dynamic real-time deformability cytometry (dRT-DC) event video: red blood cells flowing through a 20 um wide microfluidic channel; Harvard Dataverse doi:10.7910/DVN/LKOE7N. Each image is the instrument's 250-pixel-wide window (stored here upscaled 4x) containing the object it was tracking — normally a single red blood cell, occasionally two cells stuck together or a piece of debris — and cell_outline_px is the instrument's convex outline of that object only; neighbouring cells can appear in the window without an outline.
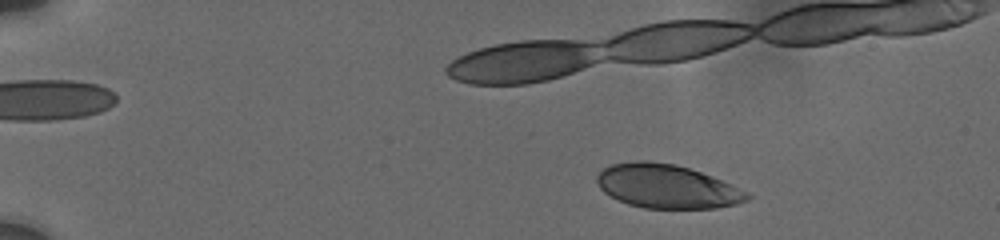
{"species": "human", "species_latin": "Homo sapiens", "temperature_condition": "cold", "stored_images_in_passage": 51, "camera_frame_rate_fps": 3000, "um_per_image_px": 0.085, "donor": {"sex": "male"}, "frame": {"image": 1, "passage_image": 6, "time_ms": 1.667, "image_size_px": [1000, 240], "cell_outline_px": [[752, 196], [748, 200], [736, 204], [716, 208], [644, 208], [628, 204], [604, 192], [600, 188], [596, 180], [596, 176], [608, 164], [636, 160], [648, 160], [676, 164], [712, 176], [748, 192]], "centroid_in_image_um": [56.67, 15.83], "position_along_channel_um": 28.3, "area_um2": 38.32}}
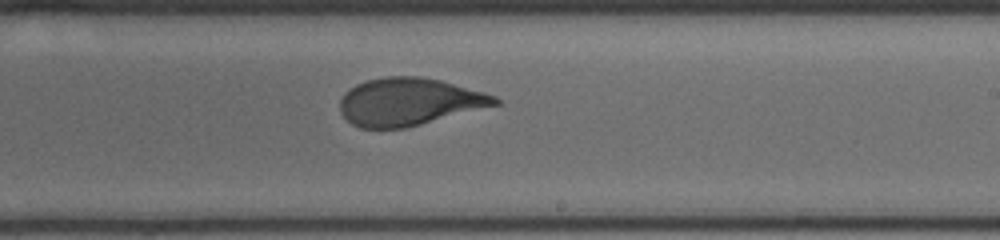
{"frame": {"image": 2, "passage_image": 26, "time_ms": 9.0, "image_size_px": [1000, 240], "cell_outline_px": [[500, 104], [404, 128], [360, 128], [352, 124], [340, 112], [340, 100], [344, 92], [356, 84], [368, 80], [384, 76], [416, 76], [440, 80], [484, 92], [496, 96], [500, 100]], "centroid_in_image_um": [34.75, 8.64], "position_along_channel_um": 254.3, "area_um2": 42.71}}
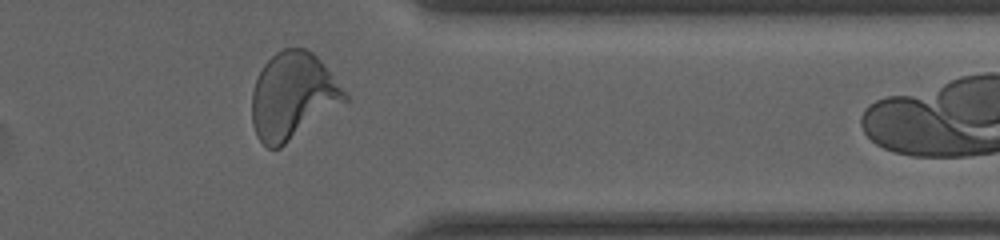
{"frame": {"image": 3, "passage_image": 46, "time_ms": 12.667, "image_size_px": [1000, 240], "cell_outline_px": [[348, 100], [280, 148], [268, 148], [256, 136], [252, 124], [252, 92], [256, 80], [264, 64], [276, 52], [284, 48], [308, 48], [320, 60], [348, 96]], "centroid_in_image_um": [24.86, 8.16], "position_along_channel_um": 386.5, "area_um2": 46.47}}